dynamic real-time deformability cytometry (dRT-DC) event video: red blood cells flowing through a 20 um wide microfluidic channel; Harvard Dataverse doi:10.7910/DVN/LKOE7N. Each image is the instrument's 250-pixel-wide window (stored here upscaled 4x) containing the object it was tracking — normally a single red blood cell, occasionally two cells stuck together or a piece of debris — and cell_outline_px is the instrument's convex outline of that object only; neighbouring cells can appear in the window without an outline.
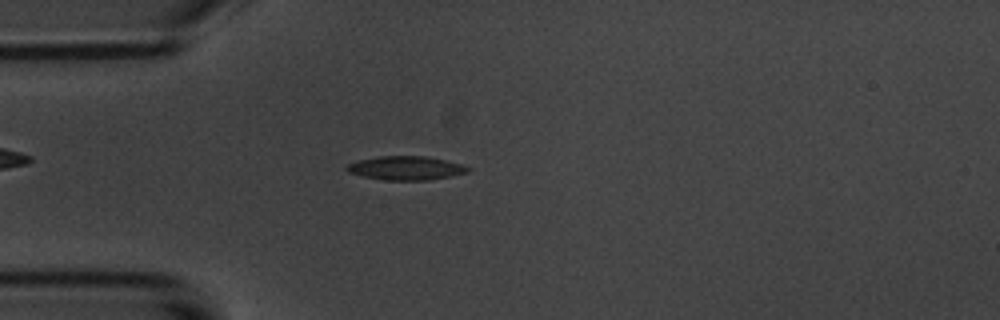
{"species": "common noctule bat (a hibernating species)", "species_latin": "Nyctalus noctula", "temperature_condition": "room temperature", "stored_images_in_passage": 1, "camera_frame_rate_fps": 3000, "um_per_image_px": 0.085, "animal": {"sex": "male", "body_mass_g": 20.1, "forearm_length_mm": 53.5}, "frame": {"image": 1, "passage_image": 1, "time_ms": 0.0, "image_size_px": [1000, 320], "cell_outline_px": [[472, 168], [468, 172], [452, 176], [428, 180], [384, 180], [364, 176], [348, 172], [344, 168], [348, 164], [360, 160], [380, 156], [424, 156], [444, 160], [460, 164]], "centroid_in_image_um": [34.51, 14.29], "position_along_channel_um": 50.5, "area_um2": 16.65}}